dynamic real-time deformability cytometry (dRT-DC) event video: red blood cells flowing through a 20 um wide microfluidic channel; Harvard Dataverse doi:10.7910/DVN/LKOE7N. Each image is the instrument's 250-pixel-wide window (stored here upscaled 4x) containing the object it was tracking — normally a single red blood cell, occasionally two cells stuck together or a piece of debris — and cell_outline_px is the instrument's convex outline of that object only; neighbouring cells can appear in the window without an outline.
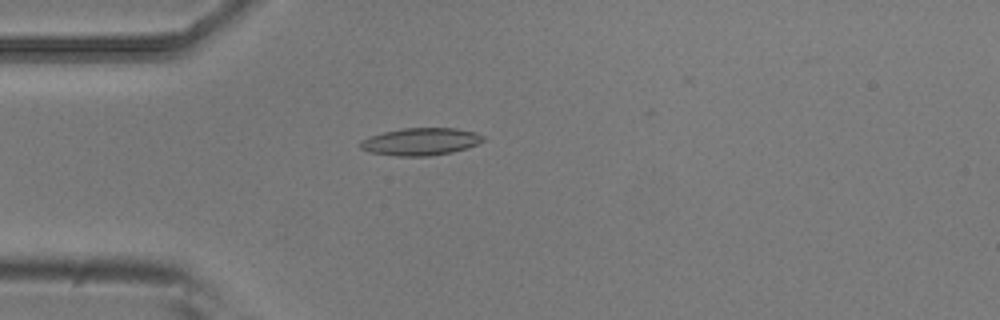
{"species": "common noctule bat (a hibernating species)", "species_latin": "Nyctalus noctula", "temperature_condition": "room temperature", "stored_images_in_passage": 2, "camera_frame_rate_fps": 3000, "um_per_image_px": 0.085, "animal": {"sex": "male", "body_mass_g": 20.5, "forearm_length_mm": 52.5}, "frame": {"image": 1, "passage_image": 2, "time_ms": 0.333, "image_size_px": [1000, 320], "cell_outline_px": [[484, 140], [476, 144], [452, 152], [428, 156], [396, 156], [372, 152], [360, 148], [360, 140], [368, 136], [384, 132], [404, 128], [456, 128], [476, 132], [484, 136]], "centroid_in_image_um": [35.74, 12.03], "position_along_channel_um": 49.3, "area_um2": 19.48}}